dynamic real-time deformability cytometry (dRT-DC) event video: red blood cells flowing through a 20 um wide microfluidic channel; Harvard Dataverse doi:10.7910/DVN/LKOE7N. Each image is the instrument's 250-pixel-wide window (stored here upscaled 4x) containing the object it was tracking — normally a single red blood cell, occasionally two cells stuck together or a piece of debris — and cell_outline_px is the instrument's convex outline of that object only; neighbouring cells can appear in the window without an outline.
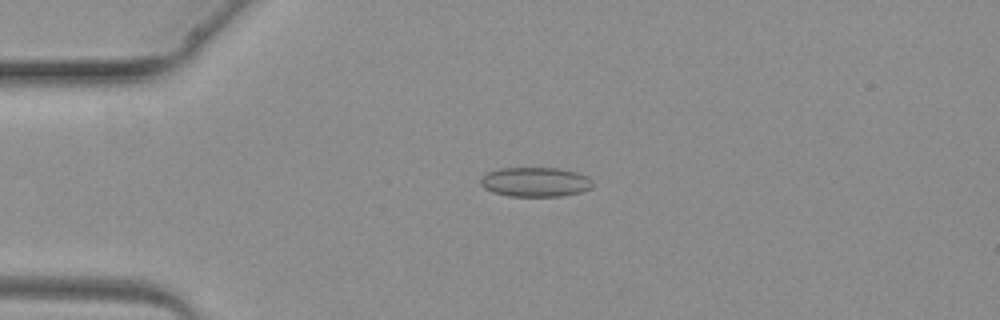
{"species": "common noctule bat (a hibernating species)", "species_latin": "Nyctalus noctula", "temperature_condition": "warm", "stored_images_in_passage": 3, "camera_frame_rate_fps": 3000, "um_per_image_px": 0.085, "animal": {"sex": "female", "body_mass_g": 19.3, "forearm_length_mm": 54.1}, "frame": {"image": 1, "passage_image": 2, "time_ms": 1.333, "image_size_px": [1000, 320], "cell_outline_px": [[592, 188], [580, 192], [560, 196], [508, 196], [492, 192], [484, 188], [480, 184], [480, 180], [488, 172], [500, 168], [560, 168], [576, 172], [588, 176], [592, 180]], "centroid_in_image_um": [45.51, 15.47], "position_along_channel_um": 39.5, "area_um2": 19.31}}